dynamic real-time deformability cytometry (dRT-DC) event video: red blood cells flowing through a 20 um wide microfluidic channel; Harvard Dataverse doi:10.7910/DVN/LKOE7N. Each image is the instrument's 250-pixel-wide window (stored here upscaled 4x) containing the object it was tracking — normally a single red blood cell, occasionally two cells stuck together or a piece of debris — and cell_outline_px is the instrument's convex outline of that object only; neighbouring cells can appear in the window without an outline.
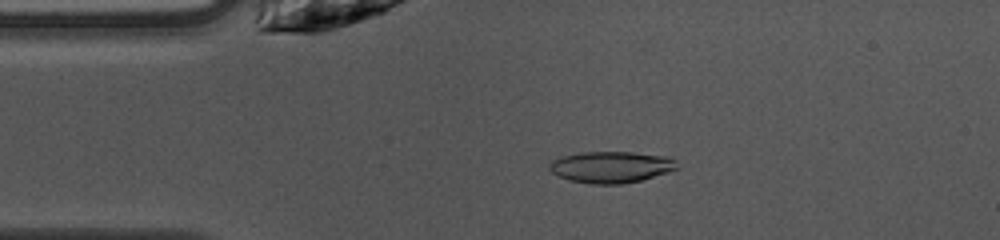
{"species": "common noctule bat (a hibernating species)", "species_latin": "Nyctalus noctula", "temperature_condition": "warm", "stored_images_in_passage": 48, "camera_frame_rate_fps": 3000, "um_per_image_px": 0.085, "animal": {"sex": "female", "body_mass_g": 10.0, "forearm_length_mm": 53.1}, "frame": {"image": 1, "passage_image": 9, "time_ms": 2.667, "image_size_px": [1000, 240], "cell_outline_px": [[676, 168], [668, 172], [640, 180], [620, 184], [592, 184], [568, 180], [552, 172], [548, 168], [548, 164], [552, 160], [560, 156], [580, 152], [632, 152], [668, 156], [676, 160]], "centroid_in_image_um": [51.9, 14.19], "position_along_channel_um": 33.1, "area_um2": 23.41}}
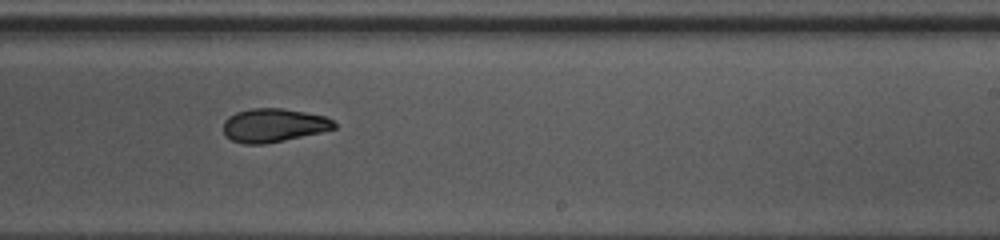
{"frame": {"image": 2, "passage_image": 28, "time_ms": 9.0, "image_size_px": [1000, 240], "cell_outline_px": [[336, 128], [320, 132], [284, 140], [264, 144], [244, 144], [232, 140], [224, 136], [224, 120], [228, 116], [236, 112], [252, 108], [284, 108], [324, 116], [332, 120], [336, 124]], "centroid_in_image_um": [23.22, 10.64], "position_along_channel_um": 265.8, "area_um2": 21.62}}
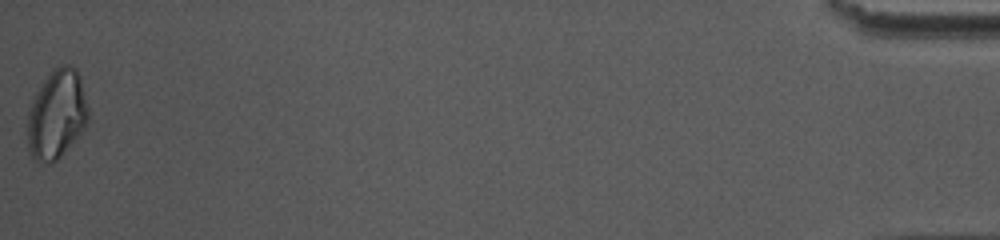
{"frame": {"image": 3, "passage_image": 48, "time_ms": 15.667, "image_size_px": [1000, 240], "cell_outline_px": [[88, 120], [84, 128], [60, 156], [56, 160], [40, 164], [28, 152], [28, 112], [32, 96], [52, 68], [64, 64], [68, 64], [76, 68], [80, 76], [88, 108]], "centroid_in_image_um": [4.8, 9.68], "position_along_channel_um": 430.4, "area_um2": 31.56}, "authors_computed_cell_mechanics": {"area_um2": 22.831, "velocity_mm_per_s": 4.0479, "shape_relaxation_time_tau1_ms": 4.157, "shape_relaxation_time_tau2_ms": 5.5532, "deformation_change_tau1": 0.1494, "deformation_change_tau2": 0.107}}